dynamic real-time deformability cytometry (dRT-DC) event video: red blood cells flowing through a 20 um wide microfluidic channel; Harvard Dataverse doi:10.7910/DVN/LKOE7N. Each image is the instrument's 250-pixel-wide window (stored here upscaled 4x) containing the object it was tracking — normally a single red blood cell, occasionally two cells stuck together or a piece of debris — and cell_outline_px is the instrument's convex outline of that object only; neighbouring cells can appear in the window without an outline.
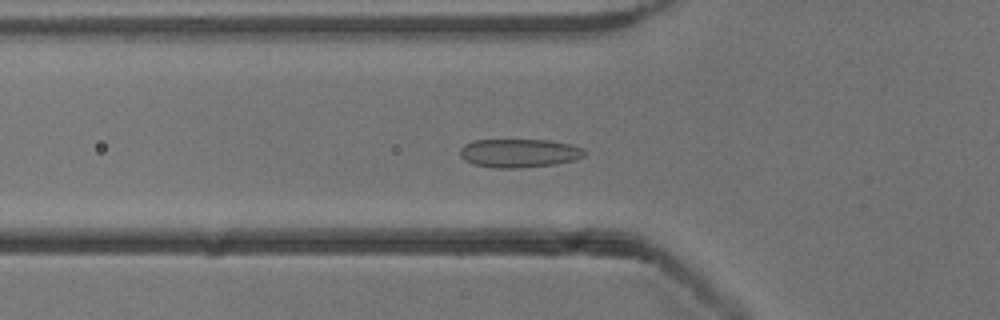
{"species": "common noctule bat (a hibernating species)", "species_latin": "Nyctalus noctula", "temperature_condition": "cold", "stored_images_in_passage": 55, "camera_frame_rate_fps": 3000, "um_per_image_px": 0.085, "animal": {"sex": "male", "body_mass_g": 13.3}, "frame": {"image": 1, "passage_image": 19, "time_ms": 6.0, "image_size_px": [1000, 320], "cell_outline_px": [[584, 156], [572, 160], [552, 164], [520, 168], [496, 168], [472, 164], [464, 160], [460, 156], [460, 148], [464, 144], [472, 140], [548, 140], [568, 144], [580, 148], [584, 152]], "centroid_in_image_um": [44.03, 13.01], "position_along_channel_um": 81.8, "area_um2": 20.52}}
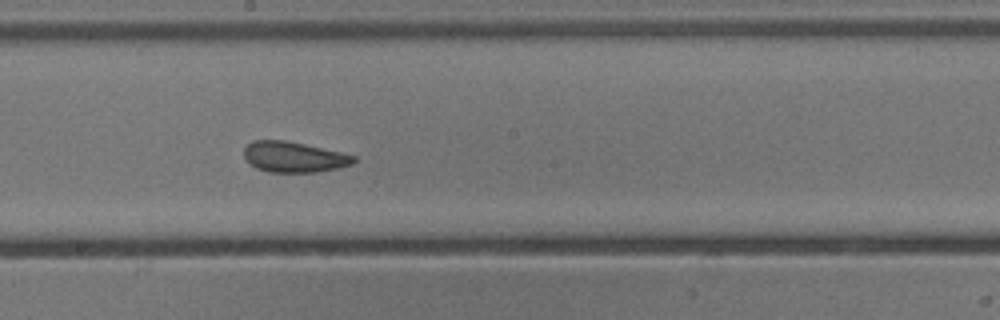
{"frame": {"image": 2, "passage_image": 30, "time_ms": 9.667, "image_size_px": [1000, 320], "cell_outline_px": [[356, 160], [352, 164], [336, 168], [316, 172], [268, 172], [256, 168], [244, 156], [244, 148], [252, 140], [284, 140], [304, 144], [340, 152], [356, 156]], "centroid_in_image_um": [24.97, 13.34], "position_along_channel_um": 223.2, "area_um2": 19.36}}
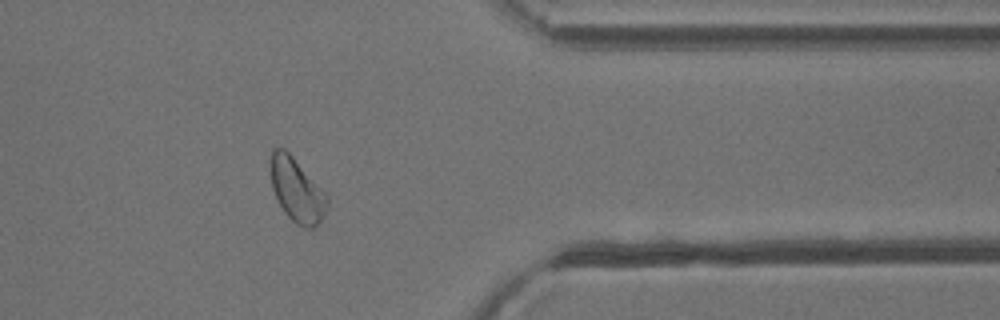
{"frame": {"image": 3, "passage_image": 44, "time_ms": 14.333, "image_size_px": [1000, 320], "cell_outline_px": [[328, 208], [320, 220], [312, 228], [304, 228], [296, 224], [284, 212], [272, 188], [272, 148], [284, 148], [292, 156], [328, 196]], "centroid_in_image_um": [25.25, 16.19], "position_along_channel_um": 386.2, "area_um2": 20.4}, "authors_computed_cell_mechanics": {"area_um2": 21.5016, "velocity_mm_per_s": 3.8365, "shape_relaxation_time_tau1_ms": null, "shape_relaxation_time_tau2_ms": 1.7165, "deformation_change_tau1": null, "deformation_change_tau2": 0.0602}}